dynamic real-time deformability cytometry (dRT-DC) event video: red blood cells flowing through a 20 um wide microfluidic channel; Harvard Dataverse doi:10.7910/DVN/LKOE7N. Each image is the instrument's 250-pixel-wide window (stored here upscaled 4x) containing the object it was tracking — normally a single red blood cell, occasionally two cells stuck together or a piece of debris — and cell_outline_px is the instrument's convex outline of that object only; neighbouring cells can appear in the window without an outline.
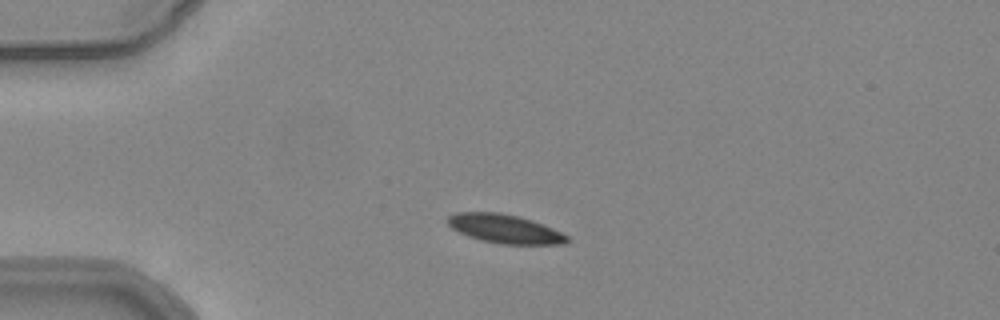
{"species": "common noctule bat (a hibernating species)", "species_latin": "Nyctalus noctula", "temperature_condition": "warm", "stored_images_in_passage": 41, "camera_frame_rate_fps": 3000, "um_per_image_px": 0.085, "animal": {"sex": "female", "body_mass_g": 24.6, "forearm_length_mm": 56.2}, "frame": {"image": 1, "passage_image": 1, "time_ms": 0.0, "image_size_px": [1000, 320], "cell_outline_px": [[572, 240], [568, 244], [500, 244], [480, 240], [468, 236], [452, 228], [444, 220], [448, 216], [456, 212], [500, 212], [532, 220], [544, 224], [568, 236]], "centroid_in_image_um": [42.91, 19.45], "position_along_channel_um": 42.1, "area_um2": 20.23}}
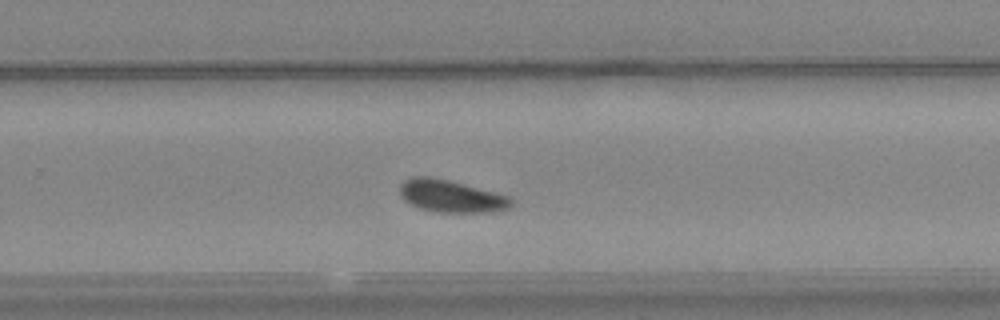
{"frame": {"image": 2, "passage_image": 23, "time_ms": 7.333, "image_size_px": [1000, 320], "cell_outline_px": [[512, 204], [508, 208], [492, 212], [432, 212], [420, 208], [404, 200], [400, 196], [400, 184], [404, 180], [416, 176], [428, 176], [448, 180], [508, 196], [512, 200]], "centroid_in_image_um": [38.3, 16.68], "position_along_channel_um": 291.5, "area_um2": 20.75}}
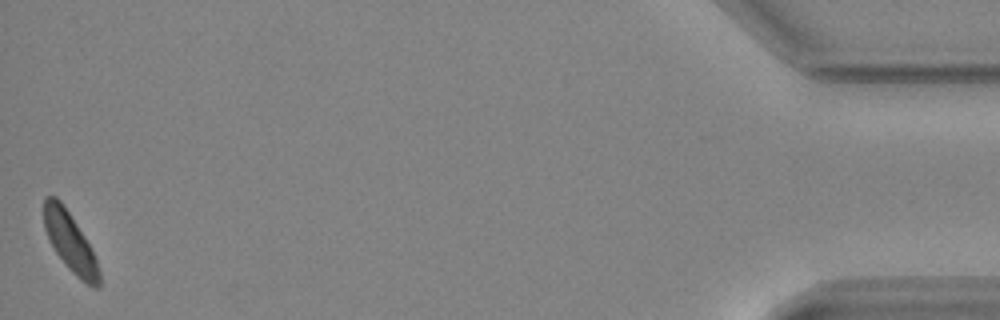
{"frame": {"image": 3, "passage_image": 41, "time_ms": 13.333, "image_size_px": [1000, 320], "cell_outline_px": [[100, 284], [96, 288], [92, 288], [80, 280], [68, 268], [56, 252], [48, 240], [44, 228], [44, 196], [56, 196], [60, 200], [84, 236], [96, 260], [100, 272]], "centroid_in_image_um": [5.94, 20.6], "position_along_channel_um": 429.3, "area_um2": 18.79}, "authors_computed_cell_mechanics": {"area_um2": 20.7502, "velocity_mm_per_s": 3.8306, "shape_relaxation_time_tau1_ms": 1.9841, "shape_relaxation_time_tau2_ms": null, "deformation_change_tau1": 0.0991, "deformation_change_tau2": null}}